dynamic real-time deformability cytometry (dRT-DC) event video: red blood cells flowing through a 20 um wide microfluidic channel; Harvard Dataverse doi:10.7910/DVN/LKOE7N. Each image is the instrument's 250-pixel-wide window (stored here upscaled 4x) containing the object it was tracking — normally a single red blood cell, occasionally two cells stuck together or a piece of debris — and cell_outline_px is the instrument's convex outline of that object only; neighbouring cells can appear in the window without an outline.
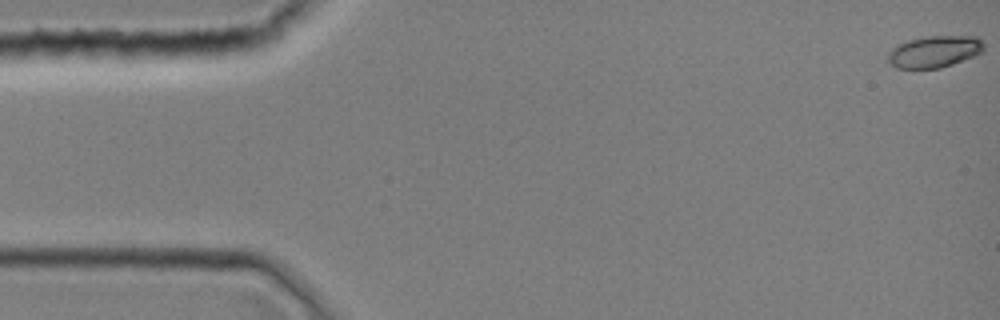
{"species": "common noctule bat (a hibernating species)", "species_latin": "Nyctalus noctula", "temperature_condition": "room temperature", "stored_images_in_passage": 5, "camera_frame_rate_fps": 3000, "um_per_image_px": 0.085, "animal": {"sex": "female", "body_mass_g": 19.0, "forearm_length_mm": 51.5}, "frame": {"image": 1, "passage_image": 1, "time_ms": 0.0, "image_size_px": [1000, 320], "cell_outline_px": [[984, 48], [980, 52], [972, 56], [952, 64], [940, 68], [896, 68], [888, 60], [888, 52], [892, 48], [908, 40], [928, 36], [976, 36], [984, 44]], "centroid_in_image_um": [79.41, 4.38], "position_along_channel_um": 5.6, "area_um2": 17.46}}